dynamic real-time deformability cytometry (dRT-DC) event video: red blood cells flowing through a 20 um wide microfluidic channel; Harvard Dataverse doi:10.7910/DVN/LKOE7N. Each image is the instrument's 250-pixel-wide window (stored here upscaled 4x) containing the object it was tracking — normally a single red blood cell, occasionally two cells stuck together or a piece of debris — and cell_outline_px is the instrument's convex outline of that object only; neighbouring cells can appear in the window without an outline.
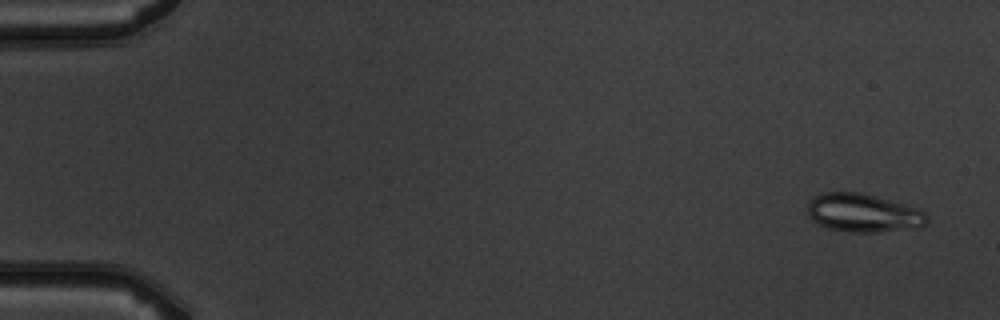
{"species": "common noctule bat (a hibernating species)", "species_latin": "Nyctalus noctula", "temperature_condition": "warm", "stored_images_in_passage": 4, "camera_frame_rate_fps": 3000, "um_per_image_px": 0.085, "animal": {"sex": "male", "body_mass_g": 19.5, "forearm_length_mm": 54.6}, "frame": {"image": 1, "passage_image": 1, "time_ms": 0.0, "image_size_px": [1000, 320], "cell_outline_px": [[928, 224], [920, 228], [876, 232], [848, 232], [828, 228], [812, 220], [808, 212], [808, 200], [824, 192], [860, 192], [920, 208], [928, 216]], "centroid_in_image_um": [73.43, 18.11], "position_along_channel_um": 11.6, "area_um2": 26.93}}